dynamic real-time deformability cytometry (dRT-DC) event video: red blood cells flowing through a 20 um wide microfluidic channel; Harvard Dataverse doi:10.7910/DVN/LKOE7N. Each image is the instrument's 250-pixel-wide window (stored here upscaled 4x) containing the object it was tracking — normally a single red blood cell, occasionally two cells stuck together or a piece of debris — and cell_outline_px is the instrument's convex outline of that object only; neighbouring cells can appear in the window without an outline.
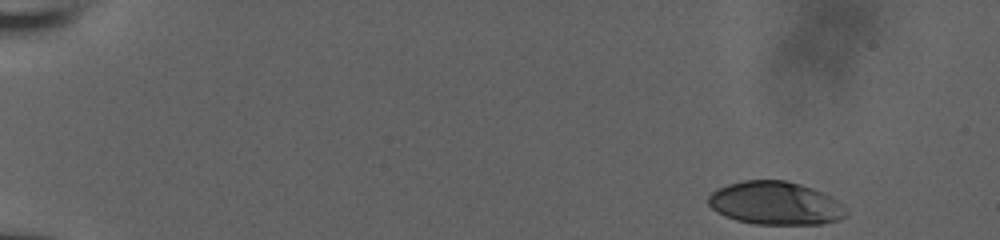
{"species": "human", "species_latin": "Homo sapiens", "temperature_condition": "room temperature", "stored_images_in_passage": 51, "camera_frame_rate_fps": 3000, "um_per_image_px": 0.085, "donor": {"sex": "male"}, "frame": {"image": 1, "passage_image": 1, "time_ms": 0.0, "image_size_px": [1000, 240], "cell_outline_px": [[848, 216], [836, 220], [820, 224], [756, 224], [736, 220], [716, 212], [708, 204], [708, 196], [716, 188], [728, 184], [744, 180], [784, 180], [800, 184], [812, 188], [836, 200], [848, 212]], "centroid_in_image_um": [65.87, 17.27], "position_along_channel_um": 19.1, "area_um2": 34.51}}
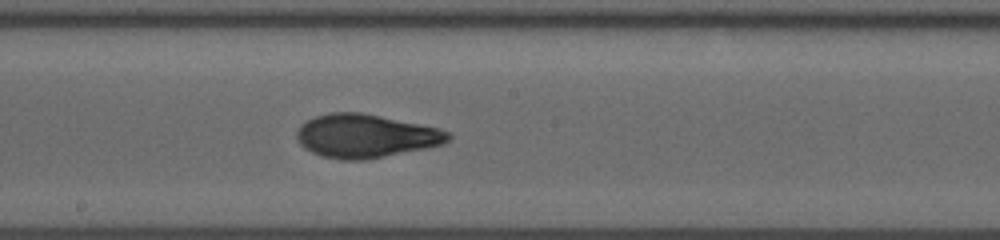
{"frame": {"image": 2, "passage_image": 28, "time_ms": 9.0, "image_size_px": [1000, 240], "cell_outline_px": [[452, 136], [444, 144], [364, 160], [340, 160], [320, 156], [304, 148], [296, 140], [296, 132], [300, 124], [316, 116], [328, 112], [360, 112], [440, 128], [448, 132]], "centroid_in_image_um": [31.03, 11.56], "position_along_channel_um": 217.2, "area_um2": 38.32}}
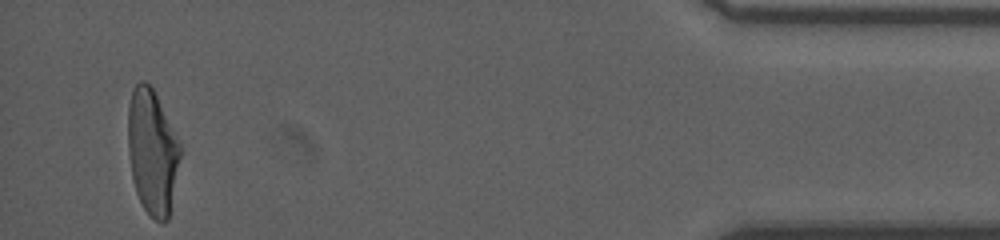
{"frame": {"image": 3, "passage_image": 49, "time_ms": 16.0, "image_size_px": [1000, 240], "cell_outline_px": [[180, 156], [168, 220], [164, 224], [160, 224], [144, 208], [136, 192], [132, 176], [128, 152], [128, 104], [132, 88], [140, 80], [144, 80], [152, 88], [180, 144]], "centroid_in_image_um": [12.92, 12.91], "position_along_channel_um": 422.3, "area_um2": 37.51}, "authors_computed_cell_mechanics": {"area_um2": 37.3966, "velocity_mm_per_s": 3.8806, "shape_relaxation_time_tau1_ms": 6.4893, "shape_relaxation_time_tau2_ms": 1.3577, "deformation_change_tau1": 0.246, "deformation_change_tau2": 0.0659}}